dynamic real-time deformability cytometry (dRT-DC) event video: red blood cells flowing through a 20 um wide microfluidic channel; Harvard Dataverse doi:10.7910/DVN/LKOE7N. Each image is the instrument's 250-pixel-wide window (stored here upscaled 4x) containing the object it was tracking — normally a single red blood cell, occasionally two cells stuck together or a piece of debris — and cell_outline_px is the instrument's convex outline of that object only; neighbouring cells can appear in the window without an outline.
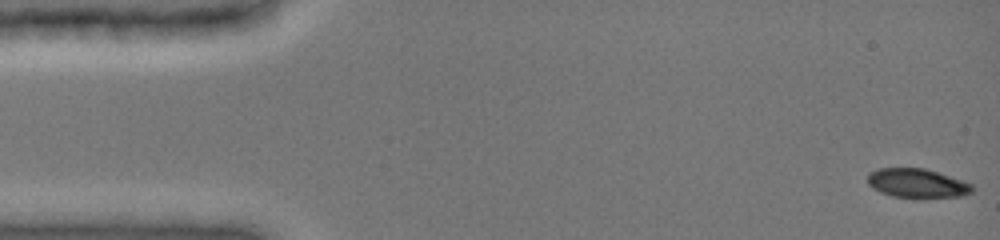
{"species": "common noctule bat (a hibernating species)", "species_latin": "Nyctalus noctula", "temperature_condition": "cold", "stored_images_in_passage": 14, "camera_frame_rate_fps": 3000, "um_per_image_px": 0.085, "animal": {"sex": "female", "body_mass_g": 19.0, "forearm_length_mm": 51.5}, "frame": {"image": 1, "passage_image": 1, "time_ms": 0.0, "image_size_px": [1000, 240], "cell_outline_px": [[972, 192], [960, 196], [892, 196], [880, 192], [872, 188], [868, 184], [868, 176], [872, 172], [880, 168], [924, 168], [972, 184]], "centroid_in_image_um": [77.91, 15.55], "position_along_channel_um": 7.1, "area_um2": 16.99}}
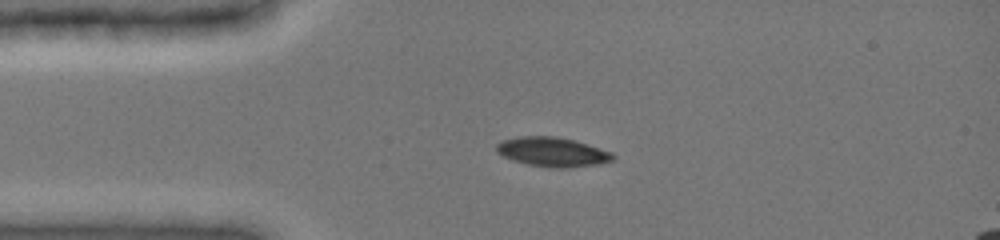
{"frame": {"image": 2, "passage_image": 8, "time_ms": 3.333, "image_size_px": [1000, 240], "cell_outline_px": [[616, 156], [612, 160], [596, 164], [564, 168], [556, 168], [528, 164], [504, 156], [496, 152], [496, 144], [504, 140], [520, 136], [556, 136], [572, 140], [612, 152]], "centroid_in_image_um": [46.95, 12.91], "position_along_channel_um": 38.0, "area_um2": 19.48}}
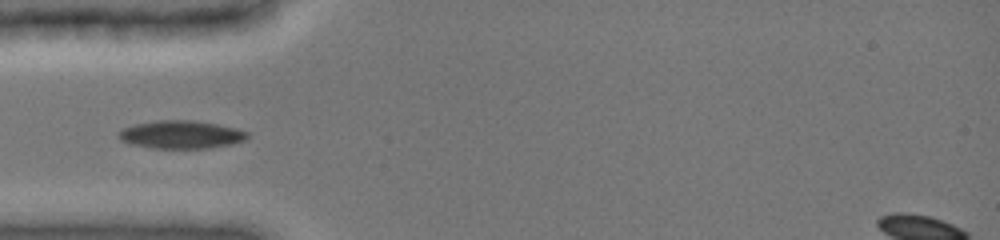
{"frame": {"image": 3, "passage_image": 12, "time_ms": 4.667, "image_size_px": [1000, 240], "cell_outline_px": [[248, 136], [244, 140], [228, 144], [208, 148], [152, 148], [132, 144], [120, 140], [116, 136], [116, 132], [124, 128], [136, 124], [156, 120], [192, 120], [216, 124], [236, 128], [248, 132]], "centroid_in_image_um": [15.33, 11.43], "position_along_channel_um": 69.7, "area_um2": 20.87}}